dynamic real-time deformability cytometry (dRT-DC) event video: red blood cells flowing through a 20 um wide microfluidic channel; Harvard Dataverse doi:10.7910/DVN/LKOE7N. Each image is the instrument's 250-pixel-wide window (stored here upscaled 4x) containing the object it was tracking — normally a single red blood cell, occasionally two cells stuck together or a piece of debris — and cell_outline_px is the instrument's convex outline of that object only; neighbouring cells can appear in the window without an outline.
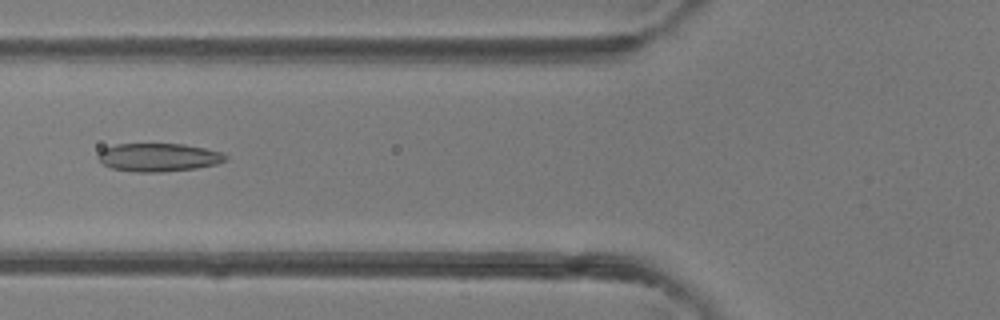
{"species": "common noctule bat (a hibernating species)", "species_latin": "Nyctalus noctula", "temperature_condition": "room temperature", "stored_images_in_passage": 4, "camera_frame_rate_fps": 3000, "um_per_image_px": 0.085, "animal": {"sex": "female"}, "frame": {"image": 1, "passage_image": 4, "time_ms": 3.333, "image_size_px": [1000, 320], "cell_outline_px": [[228, 160], [216, 164], [196, 168], [160, 172], [132, 172], [112, 168], [104, 164], [96, 156], [104, 148], [116, 144], [184, 144], [224, 152], [228, 156]], "centroid_in_image_um": [13.51, 13.37], "position_along_channel_um": 112.3, "area_um2": 21.04}}